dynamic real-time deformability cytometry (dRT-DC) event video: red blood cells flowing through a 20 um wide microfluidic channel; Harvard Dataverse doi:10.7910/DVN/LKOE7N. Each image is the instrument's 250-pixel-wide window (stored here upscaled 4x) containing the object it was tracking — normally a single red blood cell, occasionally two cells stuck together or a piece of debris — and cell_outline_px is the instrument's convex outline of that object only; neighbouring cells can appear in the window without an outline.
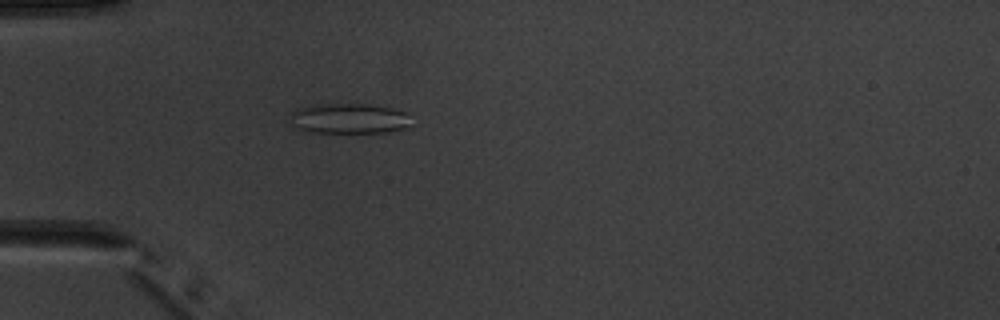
{"species": "common noctule bat (a hibernating species)", "species_latin": "Nyctalus noctula", "temperature_condition": "warm", "stored_images_in_passage": 4, "camera_frame_rate_fps": 3000, "um_per_image_px": 0.085, "animal": {"sex": "male", "body_mass_g": 20.1, "forearm_length_mm": 53.5}, "frame": {"image": 1, "passage_image": 4, "time_ms": 3.667, "image_size_px": [1000, 320], "cell_outline_px": [[412, 124], [404, 128], [388, 132], [308, 132], [296, 128], [288, 124], [284, 120], [292, 112], [304, 108], [328, 104], [364, 104], [392, 108], [404, 112]], "centroid_in_image_um": [29.6, 10.1], "position_along_channel_um": 55.4, "area_um2": 21.21}}